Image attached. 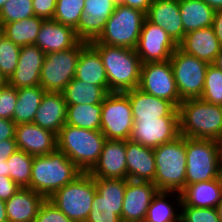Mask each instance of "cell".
<instances>
[{
    "label": "cell",
    "mask_w": 222,
    "mask_h": 222,
    "mask_svg": "<svg viewBox=\"0 0 222 222\" xmlns=\"http://www.w3.org/2000/svg\"><path fill=\"white\" fill-rule=\"evenodd\" d=\"M67 104L62 92H46L33 123L58 135L66 123Z\"/></svg>",
    "instance_id": "cell-27"
},
{
    "label": "cell",
    "mask_w": 222,
    "mask_h": 222,
    "mask_svg": "<svg viewBox=\"0 0 222 222\" xmlns=\"http://www.w3.org/2000/svg\"><path fill=\"white\" fill-rule=\"evenodd\" d=\"M101 113L102 103L67 105L65 124L83 129L100 130Z\"/></svg>",
    "instance_id": "cell-34"
},
{
    "label": "cell",
    "mask_w": 222,
    "mask_h": 222,
    "mask_svg": "<svg viewBox=\"0 0 222 222\" xmlns=\"http://www.w3.org/2000/svg\"><path fill=\"white\" fill-rule=\"evenodd\" d=\"M81 173L64 152L56 148L48 155L34 156L30 189L48 199Z\"/></svg>",
    "instance_id": "cell-1"
},
{
    "label": "cell",
    "mask_w": 222,
    "mask_h": 222,
    "mask_svg": "<svg viewBox=\"0 0 222 222\" xmlns=\"http://www.w3.org/2000/svg\"><path fill=\"white\" fill-rule=\"evenodd\" d=\"M153 2L154 0H118V3L129 6L131 8L139 9L144 13H147Z\"/></svg>",
    "instance_id": "cell-48"
},
{
    "label": "cell",
    "mask_w": 222,
    "mask_h": 222,
    "mask_svg": "<svg viewBox=\"0 0 222 222\" xmlns=\"http://www.w3.org/2000/svg\"><path fill=\"white\" fill-rule=\"evenodd\" d=\"M15 141L19 150L32 156L48 155L57 148V135L33 122L16 125Z\"/></svg>",
    "instance_id": "cell-19"
},
{
    "label": "cell",
    "mask_w": 222,
    "mask_h": 222,
    "mask_svg": "<svg viewBox=\"0 0 222 222\" xmlns=\"http://www.w3.org/2000/svg\"><path fill=\"white\" fill-rule=\"evenodd\" d=\"M33 16V0H8L0 10V27Z\"/></svg>",
    "instance_id": "cell-38"
},
{
    "label": "cell",
    "mask_w": 222,
    "mask_h": 222,
    "mask_svg": "<svg viewBox=\"0 0 222 222\" xmlns=\"http://www.w3.org/2000/svg\"><path fill=\"white\" fill-rule=\"evenodd\" d=\"M7 83H8V81L6 80V78L0 72V88H3Z\"/></svg>",
    "instance_id": "cell-54"
},
{
    "label": "cell",
    "mask_w": 222,
    "mask_h": 222,
    "mask_svg": "<svg viewBox=\"0 0 222 222\" xmlns=\"http://www.w3.org/2000/svg\"><path fill=\"white\" fill-rule=\"evenodd\" d=\"M96 194L95 178L82 172L57 190L48 200L74 222H86Z\"/></svg>",
    "instance_id": "cell-7"
},
{
    "label": "cell",
    "mask_w": 222,
    "mask_h": 222,
    "mask_svg": "<svg viewBox=\"0 0 222 222\" xmlns=\"http://www.w3.org/2000/svg\"><path fill=\"white\" fill-rule=\"evenodd\" d=\"M18 150L15 138L7 139L0 142V162L7 161V159Z\"/></svg>",
    "instance_id": "cell-47"
},
{
    "label": "cell",
    "mask_w": 222,
    "mask_h": 222,
    "mask_svg": "<svg viewBox=\"0 0 222 222\" xmlns=\"http://www.w3.org/2000/svg\"><path fill=\"white\" fill-rule=\"evenodd\" d=\"M44 19L37 16L4 24L1 28L4 36L14 44L23 47L35 44Z\"/></svg>",
    "instance_id": "cell-33"
},
{
    "label": "cell",
    "mask_w": 222,
    "mask_h": 222,
    "mask_svg": "<svg viewBox=\"0 0 222 222\" xmlns=\"http://www.w3.org/2000/svg\"><path fill=\"white\" fill-rule=\"evenodd\" d=\"M214 10L222 9V0H203Z\"/></svg>",
    "instance_id": "cell-51"
},
{
    "label": "cell",
    "mask_w": 222,
    "mask_h": 222,
    "mask_svg": "<svg viewBox=\"0 0 222 222\" xmlns=\"http://www.w3.org/2000/svg\"><path fill=\"white\" fill-rule=\"evenodd\" d=\"M180 222H221L216 208L181 207Z\"/></svg>",
    "instance_id": "cell-41"
},
{
    "label": "cell",
    "mask_w": 222,
    "mask_h": 222,
    "mask_svg": "<svg viewBox=\"0 0 222 222\" xmlns=\"http://www.w3.org/2000/svg\"><path fill=\"white\" fill-rule=\"evenodd\" d=\"M85 0H57L53 20L74 29L84 12Z\"/></svg>",
    "instance_id": "cell-37"
},
{
    "label": "cell",
    "mask_w": 222,
    "mask_h": 222,
    "mask_svg": "<svg viewBox=\"0 0 222 222\" xmlns=\"http://www.w3.org/2000/svg\"><path fill=\"white\" fill-rule=\"evenodd\" d=\"M81 52V40L72 48L45 55L40 73V86L46 92H62L75 77Z\"/></svg>",
    "instance_id": "cell-11"
},
{
    "label": "cell",
    "mask_w": 222,
    "mask_h": 222,
    "mask_svg": "<svg viewBox=\"0 0 222 222\" xmlns=\"http://www.w3.org/2000/svg\"><path fill=\"white\" fill-rule=\"evenodd\" d=\"M45 55L35 44L21 47L17 67L8 84L16 89L40 85V73Z\"/></svg>",
    "instance_id": "cell-21"
},
{
    "label": "cell",
    "mask_w": 222,
    "mask_h": 222,
    "mask_svg": "<svg viewBox=\"0 0 222 222\" xmlns=\"http://www.w3.org/2000/svg\"><path fill=\"white\" fill-rule=\"evenodd\" d=\"M146 19L164 29L177 44L185 35L179 0H154L146 13Z\"/></svg>",
    "instance_id": "cell-24"
},
{
    "label": "cell",
    "mask_w": 222,
    "mask_h": 222,
    "mask_svg": "<svg viewBox=\"0 0 222 222\" xmlns=\"http://www.w3.org/2000/svg\"><path fill=\"white\" fill-rule=\"evenodd\" d=\"M202 100L222 106V70L209 64L203 87Z\"/></svg>",
    "instance_id": "cell-39"
},
{
    "label": "cell",
    "mask_w": 222,
    "mask_h": 222,
    "mask_svg": "<svg viewBox=\"0 0 222 222\" xmlns=\"http://www.w3.org/2000/svg\"><path fill=\"white\" fill-rule=\"evenodd\" d=\"M88 173L94 178L127 179L126 141L106 139L98 162Z\"/></svg>",
    "instance_id": "cell-18"
},
{
    "label": "cell",
    "mask_w": 222,
    "mask_h": 222,
    "mask_svg": "<svg viewBox=\"0 0 222 222\" xmlns=\"http://www.w3.org/2000/svg\"><path fill=\"white\" fill-rule=\"evenodd\" d=\"M127 179L153 182L156 165L152 148L126 140Z\"/></svg>",
    "instance_id": "cell-26"
},
{
    "label": "cell",
    "mask_w": 222,
    "mask_h": 222,
    "mask_svg": "<svg viewBox=\"0 0 222 222\" xmlns=\"http://www.w3.org/2000/svg\"><path fill=\"white\" fill-rule=\"evenodd\" d=\"M16 124L12 120L0 118V142L15 138Z\"/></svg>",
    "instance_id": "cell-46"
},
{
    "label": "cell",
    "mask_w": 222,
    "mask_h": 222,
    "mask_svg": "<svg viewBox=\"0 0 222 222\" xmlns=\"http://www.w3.org/2000/svg\"><path fill=\"white\" fill-rule=\"evenodd\" d=\"M34 222H74L66 217L56 206L48 199L40 205Z\"/></svg>",
    "instance_id": "cell-43"
},
{
    "label": "cell",
    "mask_w": 222,
    "mask_h": 222,
    "mask_svg": "<svg viewBox=\"0 0 222 222\" xmlns=\"http://www.w3.org/2000/svg\"><path fill=\"white\" fill-rule=\"evenodd\" d=\"M170 62L180 98H200L209 64L179 48L172 54Z\"/></svg>",
    "instance_id": "cell-12"
},
{
    "label": "cell",
    "mask_w": 222,
    "mask_h": 222,
    "mask_svg": "<svg viewBox=\"0 0 222 222\" xmlns=\"http://www.w3.org/2000/svg\"><path fill=\"white\" fill-rule=\"evenodd\" d=\"M101 56L108 79V93H124L139 87L141 60L135 49L91 44Z\"/></svg>",
    "instance_id": "cell-3"
},
{
    "label": "cell",
    "mask_w": 222,
    "mask_h": 222,
    "mask_svg": "<svg viewBox=\"0 0 222 222\" xmlns=\"http://www.w3.org/2000/svg\"><path fill=\"white\" fill-rule=\"evenodd\" d=\"M185 148L186 185L222 176L218 141L185 137Z\"/></svg>",
    "instance_id": "cell-8"
},
{
    "label": "cell",
    "mask_w": 222,
    "mask_h": 222,
    "mask_svg": "<svg viewBox=\"0 0 222 222\" xmlns=\"http://www.w3.org/2000/svg\"><path fill=\"white\" fill-rule=\"evenodd\" d=\"M20 188L10 177H0V200L7 201Z\"/></svg>",
    "instance_id": "cell-45"
},
{
    "label": "cell",
    "mask_w": 222,
    "mask_h": 222,
    "mask_svg": "<svg viewBox=\"0 0 222 222\" xmlns=\"http://www.w3.org/2000/svg\"><path fill=\"white\" fill-rule=\"evenodd\" d=\"M21 47L6 36L0 38V72L8 81L13 75L20 55Z\"/></svg>",
    "instance_id": "cell-40"
},
{
    "label": "cell",
    "mask_w": 222,
    "mask_h": 222,
    "mask_svg": "<svg viewBox=\"0 0 222 222\" xmlns=\"http://www.w3.org/2000/svg\"><path fill=\"white\" fill-rule=\"evenodd\" d=\"M178 44L161 27L144 20L135 48L141 63L170 60Z\"/></svg>",
    "instance_id": "cell-15"
},
{
    "label": "cell",
    "mask_w": 222,
    "mask_h": 222,
    "mask_svg": "<svg viewBox=\"0 0 222 222\" xmlns=\"http://www.w3.org/2000/svg\"><path fill=\"white\" fill-rule=\"evenodd\" d=\"M145 19L146 13L141 10L118 3L103 32L89 43L135 49Z\"/></svg>",
    "instance_id": "cell-6"
},
{
    "label": "cell",
    "mask_w": 222,
    "mask_h": 222,
    "mask_svg": "<svg viewBox=\"0 0 222 222\" xmlns=\"http://www.w3.org/2000/svg\"><path fill=\"white\" fill-rule=\"evenodd\" d=\"M4 34H3V30H2V28L0 27V38L3 36Z\"/></svg>",
    "instance_id": "cell-58"
},
{
    "label": "cell",
    "mask_w": 222,
    "mask_h": 222,
    "mask_svg": "<svg viewBox=\"0 0 222 222\" xmlns=\"http://www.w3.org/2000/svg\"><path fill=\"white\" fill-rule=\"evenodd\" d=\"M74 78L101 86L108 93V79L101 56L90 43L82 40Z\"/></svg>",
    "instance_id": "cell-28"
},
{
    "label": "cell",
    "mask_w": 222,
    "mask_h": 222,
    "mask_svg": "<svg viewBox=\"0 0 222 222\" xmlns=\"http://www.w3.org/2000/svg\"><path fill=\"white\" fill-rule=\"evenodd\" d=\"M222 200V176L213 180L186 185L177 192L180 207L216 208Z\"/></svg>",
    "instance_id": "cell-20"
},
{
    "label": "cell",
    "mask_w": 222,
    "mask_h": 222,
    "mask_svg": "<svg viewBox=\"0 0 222 222\" xmlns=\"http://www.w3.org/2000/svg\"><path fill=\"white\" fill-rule=\"evenodd\" d=\"M80 39L75 29L54 20H44L37 35L35 45L45 54L59 52L74 47Z\"/></svg>",
    "instance_id": "cell-22"
},
{
    "label": "cell",
    "mask_w": 222,
    "mask_h": 222,
    "mask_svg": "<svg viewBox=\"0 0 222 222\" xmlns=\"http://www.w3.org/2000/svg\"><path fill=\"white\" fill-rule=\"evenodd\" d=\"M153 152L156 165L154 184L158 190L180 192L186 186L185 137L179 135L154 148Z\"/></svg>",
    "instance_id": "cell-5"
},
{
    "label": "cell",
    "mask_w": 222,
    "mask_h": 222,
    "mask_svg": "<svg viewBox=\"0 0 222 222\" xmlns=\"http://www.w3.org/2000/svg\"><path fill=\"white\" fill-rule=\"evenodd\" d=\"M57 0H33L35 16L44 20H53Z\"/></svg>",
    "instance_id": "cell-44"
},
{
    "label": "cell",
    "mask_w": 222,
    "mask_h": 222,
    "mask_svg": "<svg viewBox=\"0 0 222 222\" xmlns=\"http://www.w3.org/2000/svg\"><path fill=\"white\" fill-rule=\"evenodd\" d=\"M216 210H217L218 216H219V218H220V220H221V222H222V200H221V202L217 205Z\"/></svg>",
    "instance_id": "cell-55"
},
{
    "label": "cell",
    "mask_w": 222,
    "mask_h": 222,
    "mask_svg": "<svg viewBox=\"0 0 222 222\" xmlns=\"http://www.w3.org/2000/svg\"><path fill=\"white\" fill-rule=\"evenodd\" d=\"M134 124L130 100L125 93L110 92L102 103L100 131L106 139H130Z\"/></svg>",
    "instance_id": "cell-10"
},
{
    "label": "cell",
    "mask_w": 222,
    "mask_h": 222,
    "mask_svg": "<svg viewBox=\"0 0 222 222\" xmlns=\"http://www.w3.org/2000/svg\"><path fill=\"white\" fill-rule=\"evenodd\" d=\"M138 88L170 101L176 108L183 101L177 90L170 60L143 63Z\"/></svg>",
    "instance_id": "cell-13"
},
{
    "label": "cell",
    "mask_w": 222,
    "mask_h": 222,
    "mask_svg": "<svg viewBox=\"0 0 222 222\" xmlns=\"http://www.w3.org/2000/svg\"><path fill=\"white\" fill-rule=\"evenodd\" d=\"M158 191L153 182L126 179L122 222H136L145 219L150 203Z\"/></svg>",
    "instance_id": "cell-17"
},
{
    "label": "cell",
    "mask_w": 222,
    "mask_h": 222,
    "mask_svg": "<svg viewBox=\"0 0 222 222\" xmlns=\"http://www.w3.org/2000/svg\"><path fill=\"white\" fill-rule=\"evenodd\" d=\"M96 194L86 222H122L126 179L95 178Z\"/></svg>",
    "instance_id": "cell-9"
},
{
    "label": "cell",
    "mask_w": 222,
    "mask_h": 222,
    "mask_svg": "<svg viewBox=\"0 0 222 222\" xmlns=\"http://www.w3.org/2000/svg\"><path fill=\"white\" fill-rule=\"evenodd\" d=\"M0 222H8L5 201L0 200Z\"/></svg>",
    "instance_id": "cell-50"
},
{
    "label": "cell",
    "mask_w": 222,
    "mask_h": 222,
    "mask_svg": "<svg viewBox=\"0 0 222 222\" xmlns=\"http://www.w3.org/2000/svg\"><path fill=\"white\" fill-rule=\"evenodd\" d=\"M213 65H214L216 68L222 70V49H221V51L219 52V54L217 55L215 61L213 62Z\"/></svg>",
    "instance_id": "cell-53"
},
{
    "label": "cell",
    "mask_w": 222,
    "mask_h": 222,
    "mask_svg": "<svg viewBox=\"0 0 222 222\" xmlns=\"http://www.w3.org/2000/svg\"><path fill=\"white\" fill-rule=\"evenodd\" d=\"M117 4L118 0H85L84 12L75 28L77 37L88 43L96 40Z\"/></svg>",
    "instance_id": "cell-16"
},
{
    "label": "cell",
    "mask_w": 222,
    "mask_h": 222,
    "mask_svg": "<svg viewBox=\"0 0 222 222\" xmlns=\"http://www.w3.org/2000/svg\"><path fill=\"white\" fill-rule=\"evenodd\" d=\"M179 9L185 34L213 24L215 10L203 0H179Z\"/></svg>",
    "instance_id": "cell-30"
},
{
    "label": "cell",
    "mask_w": 222,
    "mask_h": 222,
    "mask_svg": "<svg viewBox=\"0 0 222 222\" xmlns=\"http://www.w3.org/2000/svg\"><path fill=\"white\" fill-rule=\"evenodd\" d=\"M7 161L0 162V177L8 176Z\"/></svg>",
    "instance_id": "cell-52"
},
{
    "label": "cell",
    "mask_w": 222,
    "mask_h": 222,
    "mask_svg": "<svg viewBox=\"0 0 222 222\" xmlns=\"http://www.w3.org/2000/svg\"><path fill=\"white\" fill-rule=\"evenodd\" d=\"M172 194H174L173 199L176 198L177 192L158 191L150 203L145 219L149 222H180V209L173 206L172 197L171 202L166 200L170 199ZM175 209H178V212Z\"/></svg>",
    "instance_id": "cell-35"
},
{
    "label": "cell",
    "mask_w": 222,
    "mask_h": 222,
    "mask_svg": "<svg viewBox=\"0 0 222 222\" xmlns=\"http://www.w3.org/2000/svg\"><path fill=\"white\" fill-rule=\"evenodd\" d=\"M136 222H149V221L146 220V219H142V220H139V221H136Z\"/></svg>",
    "instance_id": "cell-59"
},
{
    "label": "cell",
    "mask_w": 222,
    "mask_h": 222,
    "mask_svg": "<svg viewBox=\"0 0 222 222\" xmlns=\"http://www.w3.org/2000/svg\"><path fill=\"white\" fill-rule=\"evenodd\" d=\"M220 144V154H221V171H222V140L219 142Z\"/></svg>",
    "instance_id": "cell-56"
},
{
    "label": "cell",
    "mask_w": 222,
    "mask_h": 222,
    "mask_svg": "<svg viewBox=\"0 0 222 222\" xmlns=\"http://www.w3.org/2000/svg\"><path fill=\"white\" fill-rule=\"evenodd\" d=\"M8 0H0V10Z\"/></svg>",
    "instance_id": "cell-57"
},
{
    "label": "cell",
    "mask_w": 222,
    "mask_h": 222,
    "mask_svg": "<svg viewBox=\"0 0 222 222\" xmlns=\"http://www.w3.org/2000/svg\"><path fill=\"white\" fill-rule=\"evenodd\" d=\"M179 134L184 137L222 140V106L201 98L183 100L179 107Z\"/></svg>",
    "instance_id": "cell-2"
},
{
    "label": "cell",
    "mask_w": 222,
    "mask_h": 222,
    "mask_svg": "<svg viewBox=\"0 0 222 222\" xmlns=\"http://www.w3.org/2000/svg\"><path fill=\"white\" fill-rule=\"evenodd\" d=\"M179 135V116H166L134 120L130 140L154 149Z\"/></svg>",
    "instance_id": "cell-14"
},
{
    "label": "cell",
    "mask_w": 222,
    "mask_h": 222,
    "mask_svg": "<svg viewBox=\"0 0 222 222\" xmlns=\"http://www.w3.org/2000/svg\"><path fill=\"white\" fill-rule=\"evenodd\" d=\"M67 105L101 104L108 94L101 86L73 78L62 91Z\"/></svg>",
    "instance_id": "cell-32"
},
{
    "label": "cell",
    "mask_w": 222,
    "mask_h": 222,
    "mask_svg": "<svg viewBox=\"0 0 222 222\" xmlns=\"http://www.w3.org/2000/svg\"><path fill=\"white\" fill-rule=\"evenodd\" d=\"M212 28L214 29V33L222 45V9L215 10Z\"/></svg>",
    "instance_id": "cell-49"
},
{
    "label": "cell",
    "mask_w": 222,
    "mask_h": 222,
    "mask_svg": "<svg viewBox=\"0 0 222 222\" xmlns=\"http://www.w3.org/2000/svg\"><path fill=\"white\" fill-rule=\"evenodd\" d=\"M33 158L31 154L18 149L7 159L8 177L21 188L30 189Z\"/></svg>",
    "instance_id": "cell-36"
},
{
    "label": "cell",
    "mask_w": 222,
    "mask_h": 222,
    "mask_svg": "<svg viewBox=\"0 0 222 222\" xmlns=\"http://www.w3.org/2000/svg\"><path fill=\"white\" fill-rule=\"evenodd\" d=\"M17 103V89L8 83L0 88V118L12 120Z\"/></svg>",
    "instance_id": "cell-42"
},
{
    "label": "cell",
    "mask_w": 222,
    "mask_h": 222,
    "mask_svg": "<svg viewBox=\"0 0 222 222\" xmlns=\"http://www.w3.org/2000/svg\"><path fill=\"white\" fill-rule=\"evenodd\" d=\"M45 198L29 188H20L5 201L8 222H34Z\"/></svg>",
    "instance_id": "cell-29"
},
{
    "label": "cell",
    "mask_w": 222,
    "mask_h": 222,
    "mask_svg": "<svg viewBox=\"0 0 222 222\" xmlns=\"http://www.w3.org/2000/svg\"><path fill=\"white\" fill-rule=\"evenodd\" d=\"M45 93L46 91L40 85L18 88L12 121L16 125L33 122Z\"/></svg>",
    "instance_id": "cell-31"
},
{
    "label": "cell",
    "mask_w": 222,
    "mask_h": 222,
    "mask_svg": "<svg viewBox=\"0 0 222 222\" xmlns=\"http://www.w3.org/2000/svg\"><path fill=\"white\" fill-rule=\"evenodd\" d=\"M178 48L186 54L195 56L208 64H213L222 45L211 26L186 33L178 43Z\"/></svg>",
    "instance_id": "cell-25"
},
{
    "label": "cell",
    "mask_w": 222,
    "mask_h": 222,
    "mask_svg": "<svg viewBox=\"0 0 222 222\" xmlns=\"http://www.w3.org/2000/svg\"><path fill=\"white\" fill-rule=\"evenodd\" d=\"M124 93L130 100L134 120L179 116L178 108L170 101L155 97L139 88Z\"/></svg>",
    "instance_id": "cell-23"
},
{
    "label": "cell",
    "mask_w": 222,
    "mask_h": 222,
    "mask_svg": "<svg viewBox=\"0 0 222 222\" xmlns=\"http://www.w3.org/2000/svg\"><path fill=\"white\" fill-rule=\"evenodd\" d=\"M105 140L100 130L65 124L57 135V148L82 172H89L98 162Z\"/></svg>",
    "instance_id": "cell-4"
}]
</instances>
